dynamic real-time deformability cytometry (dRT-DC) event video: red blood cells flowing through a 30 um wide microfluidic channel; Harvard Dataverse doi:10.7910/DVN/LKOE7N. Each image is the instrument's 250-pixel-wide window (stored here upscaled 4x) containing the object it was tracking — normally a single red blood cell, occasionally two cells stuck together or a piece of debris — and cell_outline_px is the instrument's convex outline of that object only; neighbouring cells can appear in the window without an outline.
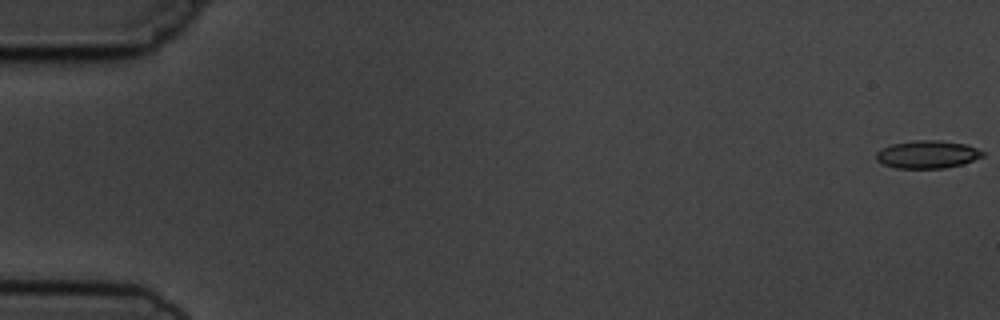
{"species": "common noctule bat (a hibernating species)", "species_latin": "Nyctalus noctula", "temperature_condition": "cold", "stored_images_in_passage": 8, "camera_frame_rate_fps": 3000, "um_per_image_px": 0.085, "animal": {"sex": "male", "body_mass_g": 19.5, "forearm_length_mm": 54.6}, "frame": {"image": 1, "passage_image": 1, "time_ms": 0.0, "image_size_px": [1000, 320], "cell_outline_px": [[984, 156], [964, 164], [944, 168], [896, 168], [884, 164], [876, 160], [876, 152], [892, 144], [912, 140], [940, 140], [964, 144], [976, 148], [984, 152]], "centroid_in_image_um": [78.84, 13.12], "position_along_channel_um": 6.2, "area_um2": 17.22}}
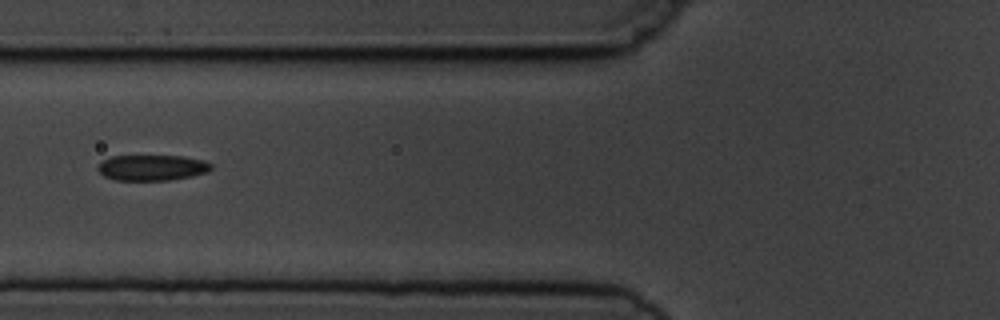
{"frame": {"image": 2, "passage_image": 7, "time_ms": 7.0, "image_size_px": [1000, 320], "cell_outline_px": [[212, 168], [208, 172], [192, 176], [172, 180], [116, 180], [104, 176], [96, 168], [104, 160], [112, 156], [184, 156], [204, 160], [212, 164]], "centroid_in_image_um": [12.96, 14.25], "position_along_channel_um": 112.8, "area_um2": 16.99}}
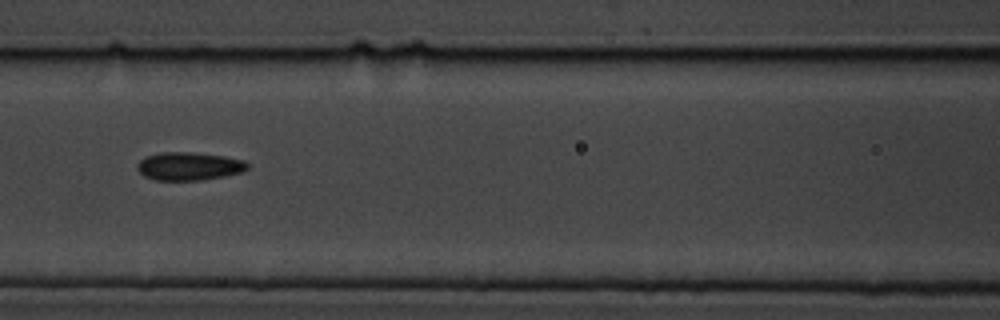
{"frame": {"image": 3, "passage_image": 8, "time_ms": 8.0, "image_size_px": [1000, 320], "cell_outline_px": [[248, 168], [240, 172], [224, 176], [204, 180], [156, 180], [144, 176], [136, 168], [136, 164], [140, 160], [148, 156], [160, 152], [192, 152], [224, 156], [244, 160], [248, 164]], "centroid_in_image_um": [16.05, 14.13], "position_along_channel_um": 150.6, "area_um2": 18.03}}